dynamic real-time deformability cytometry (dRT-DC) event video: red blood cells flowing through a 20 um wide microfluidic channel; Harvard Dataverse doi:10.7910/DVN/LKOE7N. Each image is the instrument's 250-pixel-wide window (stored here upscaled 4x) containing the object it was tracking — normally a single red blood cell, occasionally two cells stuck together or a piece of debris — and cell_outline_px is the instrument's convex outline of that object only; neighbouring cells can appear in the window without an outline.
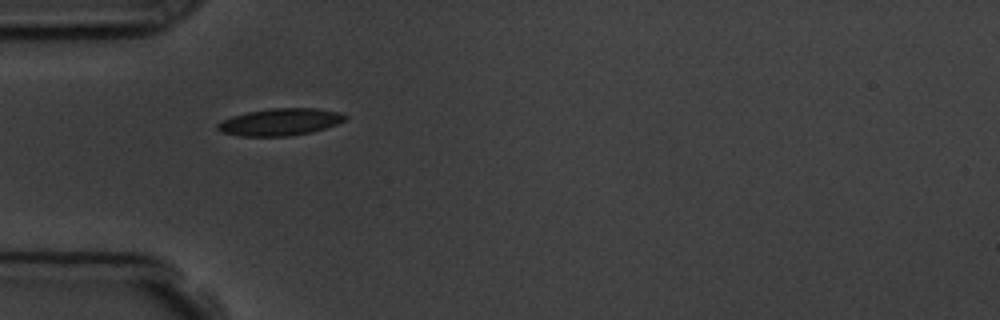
{"species": "common noctule bat (a hibernating species)", "species_latin": "Nyctalus noctula", "temperature_condition": "room temperature", "stored_images_in_passage": 1, "camera_frame_rate_fps": 3000, "um_per_image_px": 0.085, "animal": {"sex": "male", "body_mass_g": 19.5, "forearm_length_mm": 54.6}, "frame": {"image": 1, "passage_image": 1, "time_ms": 0.0, "image_size_px": [1000, 320], "cell_outline_px": [[348, 116], [344, 120], [336, 124], [312, 132], [288, 136], [240, 136], [220, 132], [216, 128], [216, 124], [220, 120], [232, 116], [248, 112], [272, 108], [316, 108], [340, 112]], "centroid_in_image_um": [23.77, 10.37], "position_along_channel_um": 61.2, "area_um2": 20.17}}